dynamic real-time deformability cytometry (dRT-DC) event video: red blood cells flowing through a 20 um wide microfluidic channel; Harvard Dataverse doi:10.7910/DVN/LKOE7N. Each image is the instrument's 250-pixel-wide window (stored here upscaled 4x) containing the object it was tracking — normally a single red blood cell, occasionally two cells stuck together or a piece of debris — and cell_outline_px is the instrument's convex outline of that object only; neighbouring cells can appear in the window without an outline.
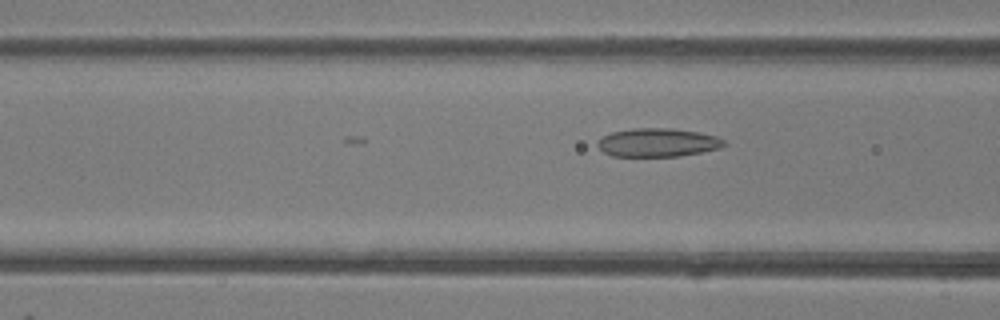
{"species": "common noctule bat (a hibernating species)", "species_latin": "Nyctalus noctula", "temperature_condition": "room temperature", "stored_images_in_passage": 4, "camera_frame_rate_fps": 3000, "um_per_image_px": 0.085, "animal": {"sex": "female"}, "frame": {"image": 1, "passage_image": 4, "time_ms": 1.0, "image_size_px": [1000, 320], "cell_outline_px": [[728, 144], [720, 148], [680, 156], [612, 156], [604, 152], [596, 144], [596, 140], [612, 132], [632, 128], [672, 128], [700, 132], [716, 136], [724, 140]], "centroid_in_image_um": [55.91, 12.11], "position_along_channel_um": 110.7, "area_um2": 21.1}}